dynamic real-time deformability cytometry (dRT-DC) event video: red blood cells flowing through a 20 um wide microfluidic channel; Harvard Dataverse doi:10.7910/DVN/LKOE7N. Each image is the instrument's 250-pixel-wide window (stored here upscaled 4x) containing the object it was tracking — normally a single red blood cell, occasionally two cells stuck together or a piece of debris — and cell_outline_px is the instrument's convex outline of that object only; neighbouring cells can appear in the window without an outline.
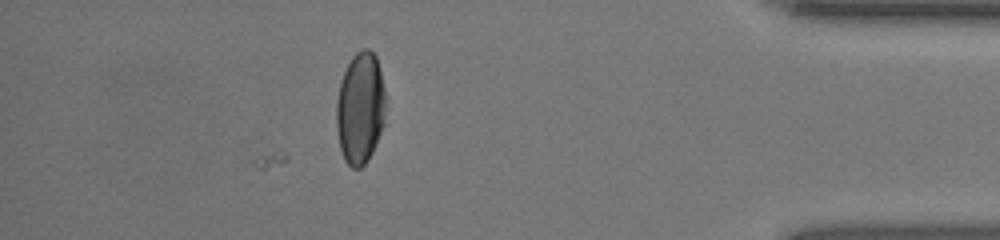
{"species": "human", "species_latin": "Homo sapiens", "temperature_condition": "room temperature", "stored_images_in_passage": 36, "camera_frame_rate_fps": 3000, "um_per_image_px": 0.085, "donor": {"sex": "female"}, "frame": {"image": 1, "passage_image": 36, "time_ms": 11.667, "image_size_px": [1000, 240], "cell_outline_px": [[384, 124], [376, 144], [368, 160], [360, 168], [352, 168], [344, 160], [340, 148], [336, 128], [336, 104], [340, 84], [344, 72], [352, 56], [356, 52], [364, 48], [368, 48], [376, 56], [380, 68], [384, 88]], "centroid_in_image_um": [30.61, 9.2], "position_along_channel_um": 404.6, "area_um2": 32.08}}